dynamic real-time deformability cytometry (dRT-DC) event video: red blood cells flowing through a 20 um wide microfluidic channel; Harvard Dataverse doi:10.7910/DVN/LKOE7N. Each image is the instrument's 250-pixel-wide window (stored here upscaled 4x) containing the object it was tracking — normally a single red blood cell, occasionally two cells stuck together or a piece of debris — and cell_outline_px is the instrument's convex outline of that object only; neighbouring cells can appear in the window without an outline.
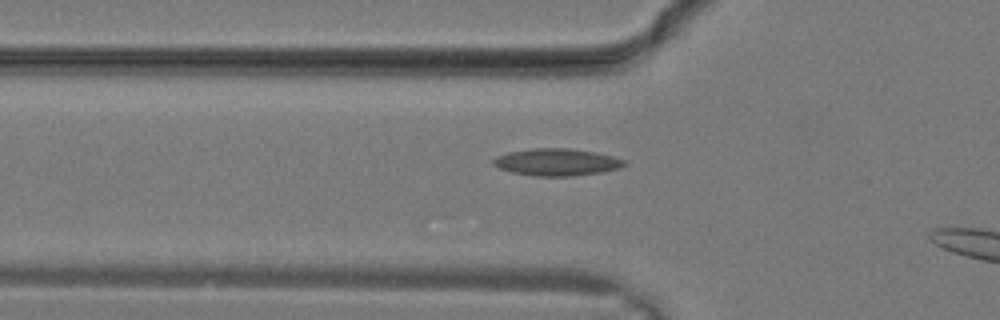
{"species": "common noctule bat (a hibernating species)", "species_latin": "Nyctalus noctula", "temperature_condition": "warm", "stored_images_in_passage": 4, "camera_frame_rate_fps": 3000, "um_per_image_px": 0.085, "animal": {"sex": "male", "body_mass_g": 19.2, "forearm_length_mm": 51.8}, "frame": {"image": 1, "passage_image": 3, "time_ms": 0.667, "image_size_px": [1000, 320], "cell_outline_px": [[628, 164], [620, 168], [600, 172], [572, 176], [536, 176], [512, 172], [500, 168], [492, 164], [492, 160], [496, 156], [508, 152], [532, 148], [568, 148], [596, 152], [628, 160]], "centroid_in_image_um": [47.35, 13.77], "position_along_channel_um": 78.5, "area_um2": 20.81}}